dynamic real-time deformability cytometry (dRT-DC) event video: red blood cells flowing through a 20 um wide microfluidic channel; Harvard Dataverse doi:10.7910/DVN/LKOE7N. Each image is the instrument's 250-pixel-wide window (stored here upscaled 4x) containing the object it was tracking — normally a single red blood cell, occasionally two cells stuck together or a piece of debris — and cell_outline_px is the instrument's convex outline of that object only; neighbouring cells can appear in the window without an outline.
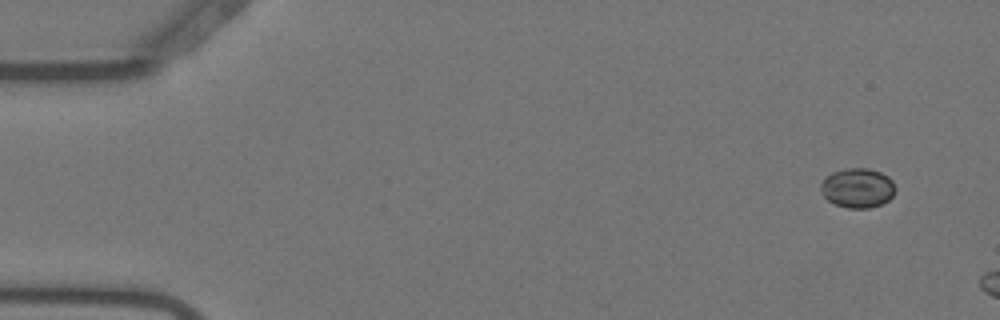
{"species": "Egyptian fruit bat (a non-hibernating species)", "species_latin": "Rousettus aegyptiacus", "temperature_condition": "warm", "stored_images_in_passage": 9, "camera_frame_rate_fps": 3000, "um_per_image_px": 0.085, "animal": {"sex": "female"}, "frame": {"image": 1, "passage_image": 3, "time_ms": 0.667, "image_size_px": [1000, 320], "cell_outline_px": [[896, 188], [892, 196], [888, 200], [880, 204], [868, 208], [848, 208], [836, 204], [828, 200], [824, 196], [820, 188], [820, 184], [832, 172], [844, 168], [868, 168], [880, 172], [888, 176], [892, 180]], "centroid_in_image_um": [72.9, 15.96], "position_along_channel_um": 12.1, "area_um2": 17.11}}